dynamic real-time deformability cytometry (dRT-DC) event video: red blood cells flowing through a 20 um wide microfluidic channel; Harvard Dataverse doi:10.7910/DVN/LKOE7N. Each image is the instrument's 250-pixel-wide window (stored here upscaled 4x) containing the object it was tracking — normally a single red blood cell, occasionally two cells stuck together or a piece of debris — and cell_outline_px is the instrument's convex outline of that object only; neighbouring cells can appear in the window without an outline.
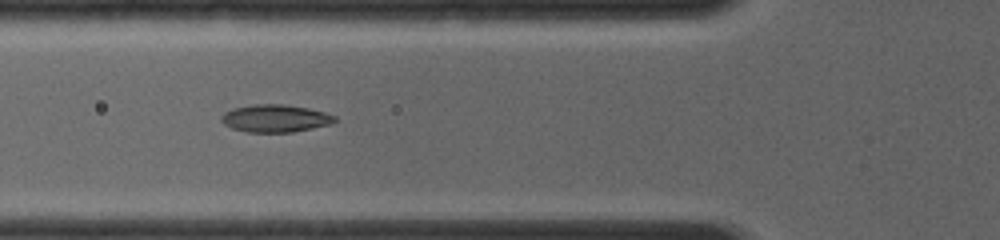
{"species": "common noctule bat (a hibernating species)", "species_latin": "Nyctalus noctula", "temperature_condition": "room temperature", "stored_images_in_passage": 8, "camera_frame_rate_fps": 4000, "um_per_image_px": 0.085, "animal": {"sex": "female", "body_mass_g": 19.0, "forearm_length_mm": 56.7}, "frame": {"image": 1, "passage_image": 4, "time_ms": 2.25, "image_size_px": [1000, 240], "cell_outline_px": [[336, 120], [332, 124], [292, 132], [244, 132], [232, 128], [224, 124], [220, 120], [220, 116], [224, 112], [232, 108], [252, 104], [284, 104], [308, 108], [324, 112], [336, 116]], "centroid_in_image_um": [23.37, 10.06], "position_along_channel_um": 102.4, "area_um2": 18.38}}
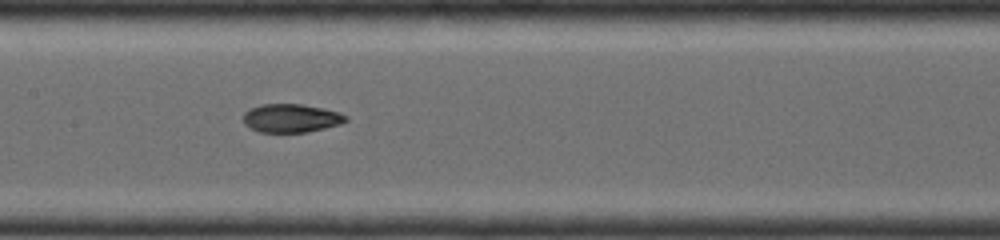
{"frame": {"image": 2, "passage_image": 6, "time_ms": 4.0, "image_size_px": [1000, 240], "cell_outline_px": [[348, 120], [340, 124], [308, 132], [260, 132], [244, 124], [244, 112], [248, 108], [260, 104], [300, 104], [324, 108], [340, 112], [348, 116]], "centroid_in_image_um": [24.76, 10.03], "position_along_channel_um": 182.6, "area_um2": 17.11}}
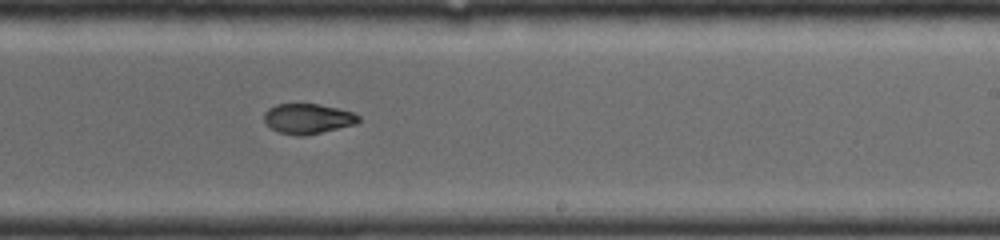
{"frame": {"image": 3, "passage_image": 8, "time_ms": 5.75, "image_size_px": [1000, 240], "cell_outline_px": [[360, 120], [356, 124], [304, 136], [300, 136], [280, 132], [272, 128], [264, 120], [264, 112], [268, 108], [276, 104], [320, 104], [352, 112], [360, 116]], "centroid_in_image_um": [26.17, 10.08], "position_along_channel_um": 262.8, "area_um2": 16.42}}